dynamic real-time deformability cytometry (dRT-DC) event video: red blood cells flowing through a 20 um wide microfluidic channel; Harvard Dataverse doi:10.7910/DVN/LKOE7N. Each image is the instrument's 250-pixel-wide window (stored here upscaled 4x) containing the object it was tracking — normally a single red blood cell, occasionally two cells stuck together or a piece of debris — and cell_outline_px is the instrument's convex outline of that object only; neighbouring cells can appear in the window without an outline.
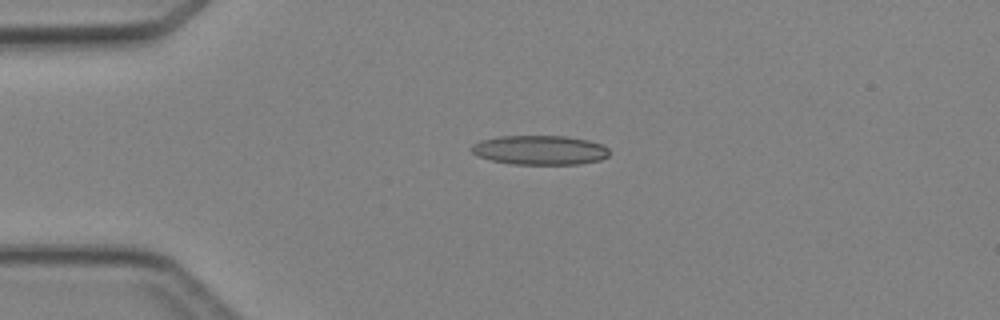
{"species": "Egyptian fruit bat (a non-hibernating species)", "species_latin": "Rousettus aegyptiacus", "temperature_condition": "cold", "stored_images_in_passage": 2, "camera_frame_rate_fps": 3000, "um_per_image_px": 0.085, "animal": {"sex": "female"}, "frame": {"image": 1, "passage_image": 1, "time_ms": 0.0, "image_size_px": [1000, 320], "cell_outline_px": [[608, 156], [600, 160], [580, 164], [512, 164], [492, 160], [476, 156], [468, 148], [472, 144], [480, 140], [500, 136], [564, 136], [588, 140], [600, 144], [608, 148]], "centroid_in_image_um": [45.84, 12.75], "position_along_channel_um": 39.2, "area_um2": 23.64}}